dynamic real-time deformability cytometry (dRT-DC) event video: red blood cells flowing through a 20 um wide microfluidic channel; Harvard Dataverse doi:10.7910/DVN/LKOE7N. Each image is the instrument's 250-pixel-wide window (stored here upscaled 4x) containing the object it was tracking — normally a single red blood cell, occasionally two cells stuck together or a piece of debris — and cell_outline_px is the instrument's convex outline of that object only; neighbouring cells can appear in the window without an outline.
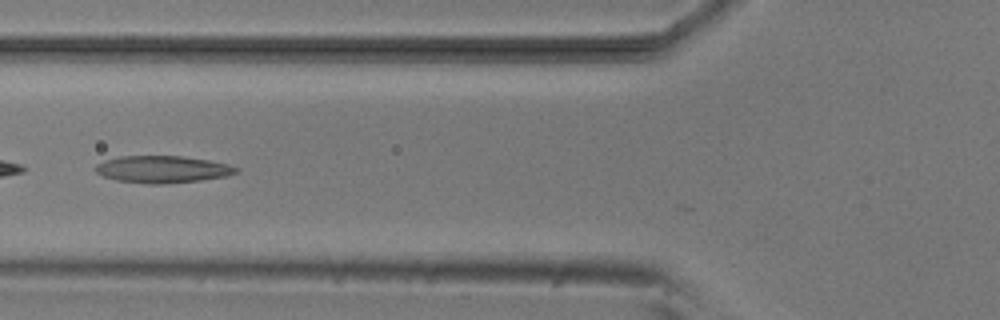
{"species": "common noctule bat (a hibernating species)", "species_latin": "Nyctalus noctula", "temperature_condition": "room temperature", "stored_images_in_passage": 7, "camera_frame_rate_fps": 3000, "um_per_image_px": 0.085, "animal": {"sex": "male", "body_mass_g": 20.5, "forearm_length_mm": 52.5}, "frame": {"image": 1, "passage_image": 5, "time_ms": 1.333, "image_size_px": [1000, 320], "cell_outline_px": [[240, 168], [236, 172], [224, 176], [200, 180], [164, 184], [148, 184], [116, 180], [104, 176], [96, 172], [96, 164], [104, 160], [120, 156], [180, 156], [208, 160], [228, 164]], "centroid_in_image_um": [13.79, 14.39], "position_along_channel_um": 112.0, "area_um2": 22.02}}